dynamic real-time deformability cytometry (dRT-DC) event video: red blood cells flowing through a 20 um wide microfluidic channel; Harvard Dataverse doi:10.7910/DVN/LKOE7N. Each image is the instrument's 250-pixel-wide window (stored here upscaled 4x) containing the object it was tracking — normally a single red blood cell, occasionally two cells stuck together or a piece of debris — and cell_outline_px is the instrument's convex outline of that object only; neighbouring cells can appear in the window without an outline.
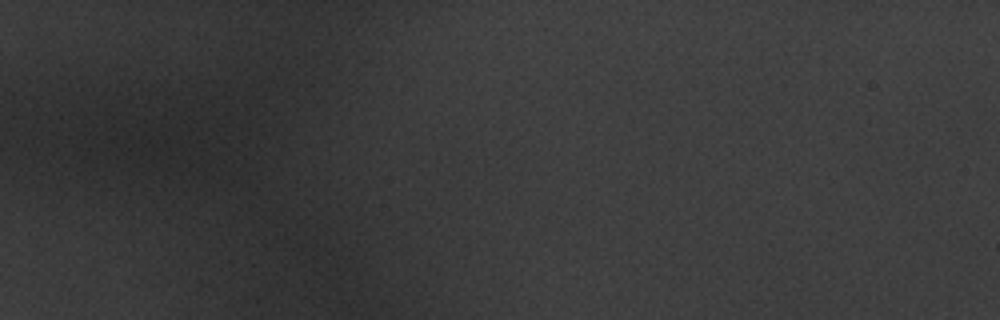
{"species": "common noctule bat (a hibernating species)", "species_latin": "Nyctalus noctula", "temperature_condition": "warm", "stored_images_in_passage": 3, "camera_frame_rate_fps": 3000, "um_per_image_px": 0.085, "animal": {"sex": "male", "body_mass_g": 20.1, "forearm_length_mm": 53.5}, "frame": {"image": 1, "passage_image": 2, "time_ms": 0.333, "image_size_px": [1000, 320], "cell_outline_px": [[376, 268], [372, 280], [356, 288], [336, 272], [312, 248], [312, 244], [316, 240], [324, 236], [340, 236], [356, 240]], "centroid_in_image_um": [29.4, 22.0], "position_along_channel_um": 55.6, "area_um2": 14.05}}